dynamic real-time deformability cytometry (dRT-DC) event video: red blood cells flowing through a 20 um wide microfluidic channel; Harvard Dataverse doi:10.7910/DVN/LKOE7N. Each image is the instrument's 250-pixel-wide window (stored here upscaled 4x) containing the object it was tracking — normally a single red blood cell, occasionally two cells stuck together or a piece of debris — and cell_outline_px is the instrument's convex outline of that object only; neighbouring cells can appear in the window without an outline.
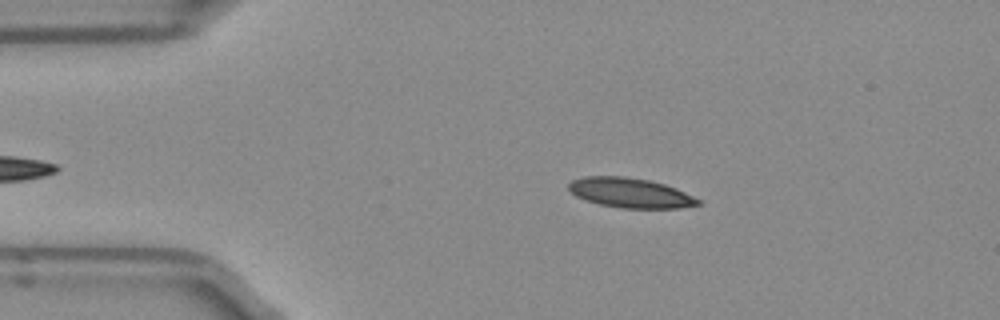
{"species": "Egyptian fruit bat (a non-hibernating species)", "species_latin": "Rousettus aegyptiacus", "temperature_condition": "room temperature", "stored_images_in_passage": 44, "camera_frame_rate_fps": 3000, "um_per_image_px": 0.085, "frame": {"image": 1, "passage_image": 9, "time_ms": 2.667, "image_size_px": [1000, 320], "cell_outline_px": [[700, 204], [680, 208], [624, 208], [600, 204], [576, 196], [568, 188], [568, 184], [572, 180], [588, 176], [624, 176], [648, 180], [664, 184], [676, 188], [700, 200]], "centroid_in_image_um": [53.58, 16.39], "position_along_channel_um": 31.4, "area_um2": 22.14}}
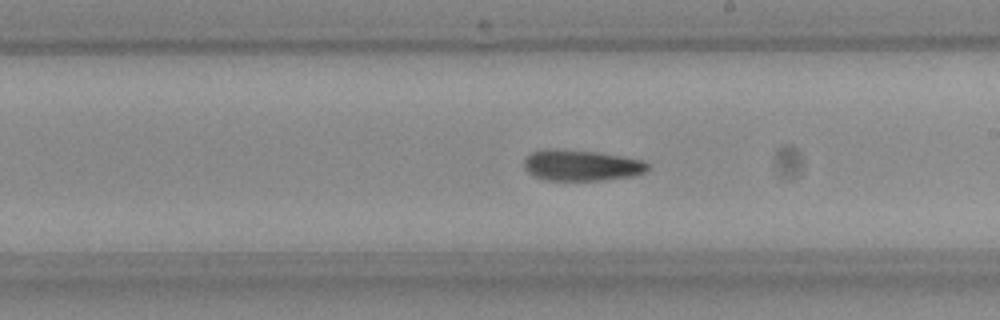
{"frame": {"image": 2, "passage_image": 28, "time_ms": 9.0, "image_size_px": [1000, 320], "cell_outline_px": [[648, 168], [644, 172], [632, 176], [600, 180], [544, 180], [532, 176], [528, 172], [524, 164], [524, 160], [532, 152], [548, 148], [596, 152], [644, 160], [648, 164]], "centroid_in_image_um": [49.39, 14.06], "position_along_channel_um": 239.6, "area_um2": 22.14}}
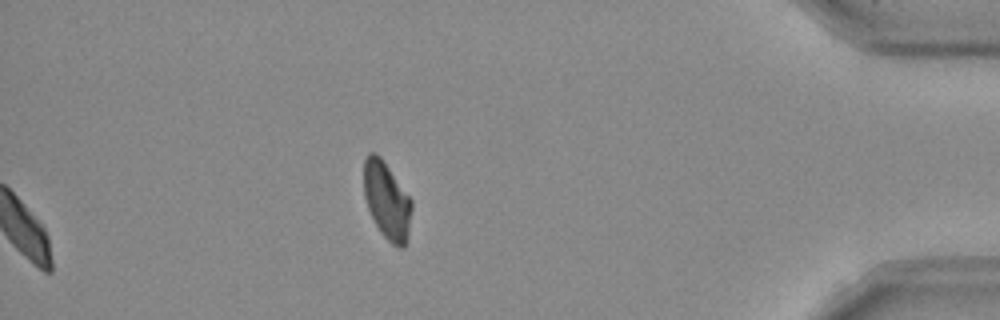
{"frame": {"image": 3, "passage_image": 44, "time_ms": 14.333, "image_size_px": [1000, 320], "cell_outline_px": [[412, 208], [408, 232], [404, 244], [400, 248], [392, 244], [380, 232], [368, 208], [364, 196], [364, 160], [368, 152], [376, 152], [380, 156], [412, 200]], "centroid_in_image_um": [32.86, 17.01], "position_along_channel_um": 402.3, "area_um2": 21.21}, "authors_computed_cell_mechanics": {"area_um2": 22.1374, "velocity_mm_per_s": 3.9464, "shape_relaxation_time_tau1_ms": 8.5857, "shape_relaxation_time_tau2_ms": 5.1431, "deformation_change_tau1": 0.1923, "deformation_change_tau2": 0.1165}}